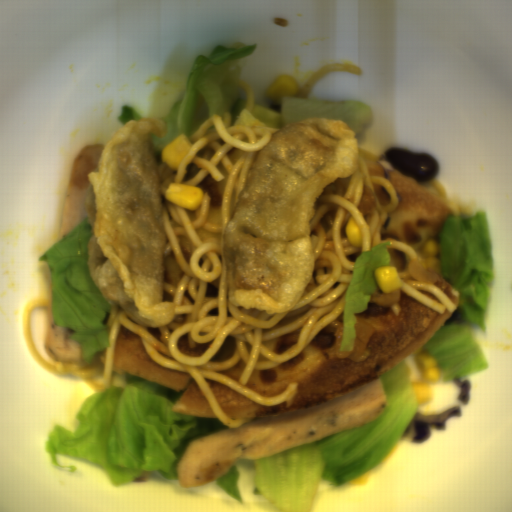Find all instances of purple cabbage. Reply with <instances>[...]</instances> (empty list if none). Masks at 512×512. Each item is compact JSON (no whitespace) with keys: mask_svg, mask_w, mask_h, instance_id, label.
<instances>
[{"mask_svg":"<svg viewBox=\"0 0 512 512\" xmlns=\"http://www.w3.org/2000/svg\"><path fill=\"white\" fill-rule=\"evenodd\" d=\"M461 415L462 410L460 406L434 415H423L415 412L400 440L416 444L427 442L433 430H446L447 420L449 418L461 417Z\"/></svg>","mask_w":512,"mask_h":512,"instance_id":"obj_1","label":"purple cabbage"},{"mask_svg":"<svg viewBox=\"0 0 512 512\" xmlns=\"http://www.w3.org/2000/svg\"><path fill=\"white\" fill-rule=\"evenodd\" d=\"M451 382L458 386L461 390L460 396L458 398L459 401L462 404H467L471 398L472 382L466 376Z\"/></svg>","mask_w":512,"mask_h":512,"instance_id":"obj_2","label":"purple cabbage"}]
</instances>
